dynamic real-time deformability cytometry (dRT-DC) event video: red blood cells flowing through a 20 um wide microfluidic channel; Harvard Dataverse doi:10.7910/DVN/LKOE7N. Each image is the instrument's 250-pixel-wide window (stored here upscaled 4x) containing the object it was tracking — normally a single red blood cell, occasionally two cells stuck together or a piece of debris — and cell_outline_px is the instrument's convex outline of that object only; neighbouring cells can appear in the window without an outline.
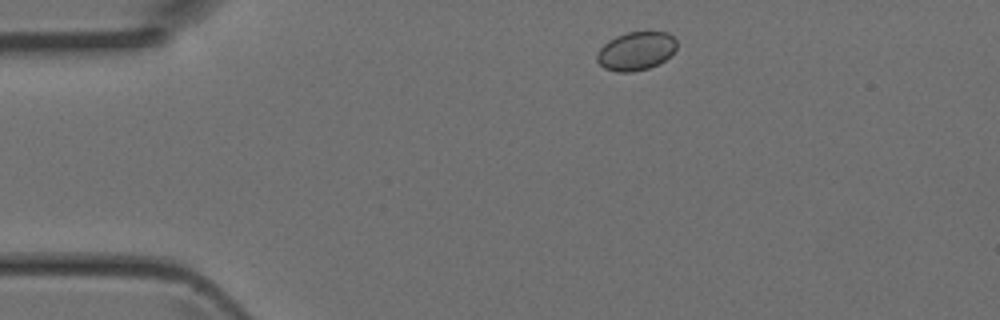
{"species": "Egyptian fruit bat (a non-hibernating species)", "species_latin": "Rousettus aegyptiacus", "temperature_condition": "room temperature", "stored_images_in_passage": 4, "camera_frame_rate_fps": 3000, "um_per_image_px": 0.085, "animal": {"sex": "female"}, "frame": {"image": 1, "passage_image": 1, "time_ms": 0.0, "image_size_px": [1000, 320], "cell_outline_px": [[676, 48], [664, 60], [648, 68], [632, 72], [616, 72], [604, 68], [596, 60], [596, 56], [600, 48], [608, 40], [616, 36], [628, 32], [648, 28], [668, 32], [676, 40]], "centroid_in_image_um": [54.06, 4.28], "position_along_channel_um": 30.9, "area_um2": 18.32}}